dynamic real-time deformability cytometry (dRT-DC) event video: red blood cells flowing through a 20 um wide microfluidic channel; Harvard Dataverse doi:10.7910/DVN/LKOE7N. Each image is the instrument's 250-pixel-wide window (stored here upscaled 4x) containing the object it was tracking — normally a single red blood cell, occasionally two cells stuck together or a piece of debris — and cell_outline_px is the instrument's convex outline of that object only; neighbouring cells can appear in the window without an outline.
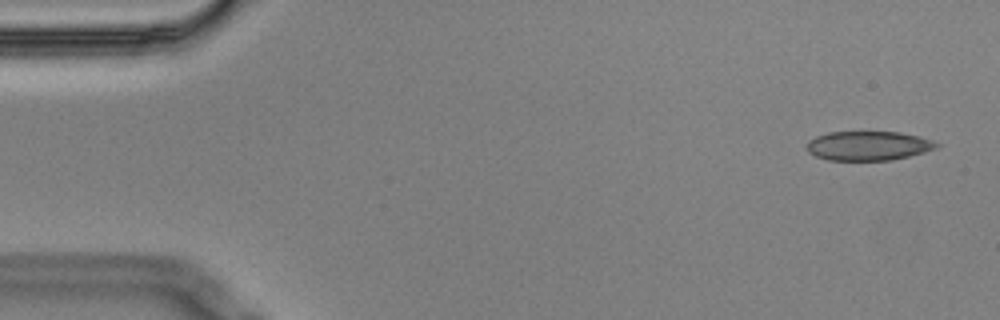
{"species": "Egyptian fruit bat (a non-hibernating species)", "species_latin": "Rousettus aegyptiacus", "temperature_condition": "cold", "stored_images_in_passage": 4, "camera_frame_rate_fps": 3000, "um_per_image_px": 0.085, "animal": {"sex": "male"}, "frame": {"image": 1, "passage_image": 1, "time_ms": 0.0, "image_size_px": [1000, 320], "cell_outline_px": [[940, 144], [936, 148], [924, 152], [892, 160], [828, 160], [816, 156], [808, 152], [808, 140], [816, 136], [828, 132], [900, 132], [920, 136], [932, 140]], "centroid_in_image_um": [73.81, 12.38], "position_along_channel_um": 11.2, "area_um2": 22.08}}
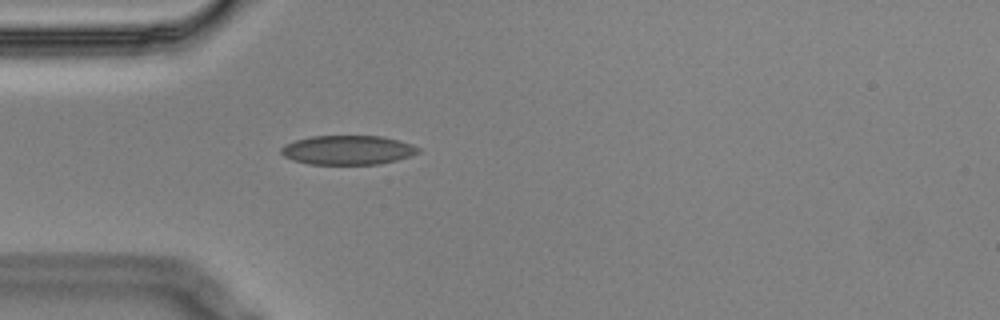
{"frame": {"image": 2, "passage_image": 4, "time_ms": 1.0, "image_size_px": [1000, 320], "cell_outline_px": [[420, 152], [396, 160], [380, 164], [308, 164], [292, 160], [284, 156], [280, 152], [280, 148], [284, 144], [296, 140], [312, 136], [380, 136], [400, 140], [412, 144], [420, 148]], "centroid_in_image_um": [29.54, 12.75], "position_along_channel_um": 55.5, "area_um2": 23.41}}